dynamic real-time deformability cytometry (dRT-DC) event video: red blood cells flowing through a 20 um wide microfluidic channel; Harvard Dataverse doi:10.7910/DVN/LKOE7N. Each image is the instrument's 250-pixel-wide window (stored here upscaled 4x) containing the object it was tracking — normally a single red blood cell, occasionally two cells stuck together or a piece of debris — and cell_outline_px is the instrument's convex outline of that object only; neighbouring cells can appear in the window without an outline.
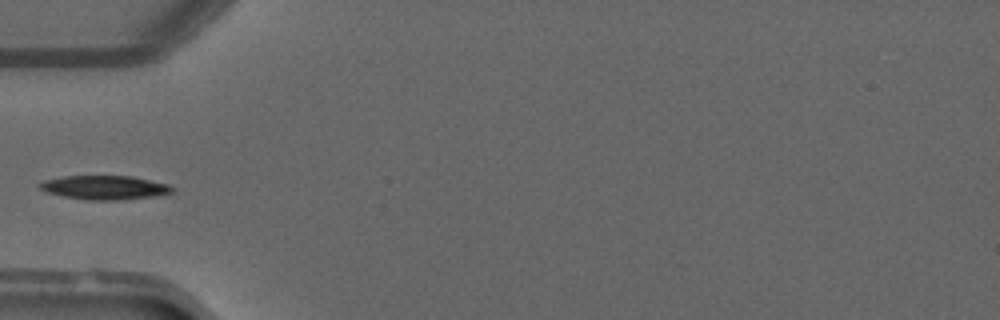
{"species": "common noctule bat (a hibernating species)", "species_latin": "Nyctalus noctula", "temperature_condition": "warm", "stored_images_in_passage": 34, "camera_frame_rate_fps": 3000, "um_per_image_px": 0.085, "animal": {"sex": "male", "forearm_length_mm": 52.5}, "frame": {"image": 1, "passage_image": 1, "time_ms": 0.0, "image_size_px": [1000, 320], "cell_outline_px": [[172, 192], [152, 196], [120, 200], [88, 200], [64, 196], [44, 192], [40, 188], [40, 184], [44, 180], [64, 176], [132, 176], [168, 184], [172, 188]], "centroid_in_image_um": [8.86, 15.93], "position_along_channel_um": 76.1, "area_um2": 18.26}}
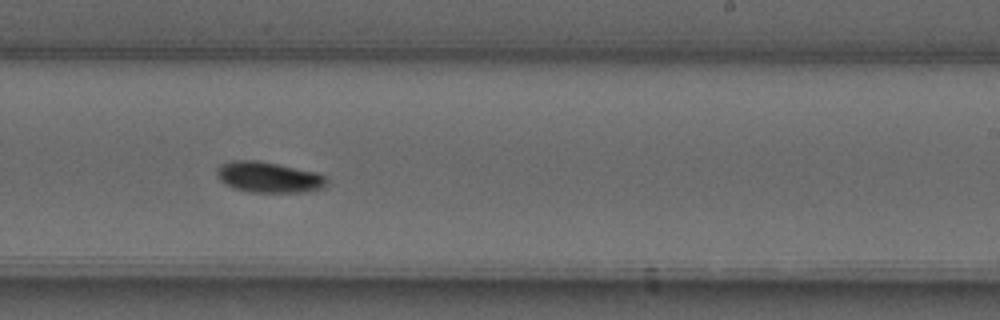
{"frame": {"image": 2, "passage_image": 15, "time_ms": 4.667, "image_size_px": [1000, 320], "cell_outline_px": [[328, 188], [308, 192], [248, 192], [232, 188], [224, 184], [216, 176], [216, 168], [220, 164], [232, 160], [256, 160], [316, 172], [324, 176], [328, 180]], "centroid_in_image_um": [22.84, 15.08], "position_along_channel_um": 266.2, "area_um2": 20.06}}
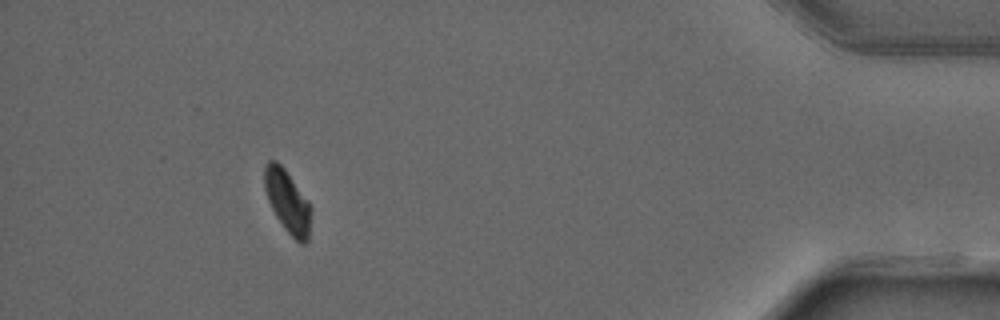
{"frame": {"image": 3, "passage_image": 30, "time_ms": 9.667, "image_size_px": [1000, 320], "cell_outline_px": [[312, 208], [308, 240], [304, 244], [300, 244], [284, 228], [276, 216], [268, 200], [264, 188], [264, 164], [268, 160], [276, 160], [284, 168], [308, 200]], "centroid_in_image_um": [24.44, 17.11], "position_along_channel_um": 410.8, "area_um2": 17.05}}